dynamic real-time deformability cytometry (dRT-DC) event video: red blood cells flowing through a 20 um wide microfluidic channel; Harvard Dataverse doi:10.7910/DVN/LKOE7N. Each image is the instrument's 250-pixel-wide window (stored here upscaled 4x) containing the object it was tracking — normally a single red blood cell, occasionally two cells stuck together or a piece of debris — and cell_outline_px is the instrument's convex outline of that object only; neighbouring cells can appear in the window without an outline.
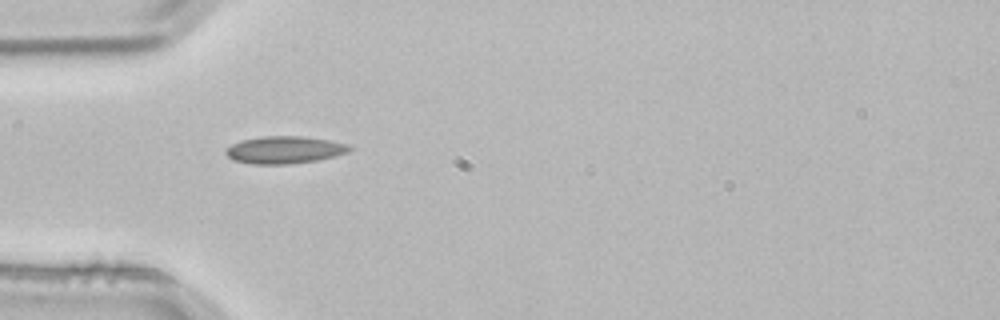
{"species": "common noctule bat (a hibernating species)", "species_latin": "Nyctalus noctula", "temperature_condition": "room temperature", "stored_images_in_passage": 1, "camera_frame_rate_fps": 3000, "um_per_image_px": 0.085, "animal": {"sex": "male", "body_mass_g": 21.5, "forearm_length_mm": 52.0}, "frame": {"image": 1, "passage_image": 1, "time_ms": 0.0, "image_size_px": [1000, 320], "cell_outline_px": [[352, 148], [348, 152], [336, 156], [316, 160], [288, 164], [252, 164], [232, 160], [224, 152], [232, 144], [244, 140], [260, 136], [300, 136], [328, 140], [344, 144]], "centroid_in_image_um": [24.15, 12.74], "position_along_channel_um": 60.8, "area_um2": 19.48}}